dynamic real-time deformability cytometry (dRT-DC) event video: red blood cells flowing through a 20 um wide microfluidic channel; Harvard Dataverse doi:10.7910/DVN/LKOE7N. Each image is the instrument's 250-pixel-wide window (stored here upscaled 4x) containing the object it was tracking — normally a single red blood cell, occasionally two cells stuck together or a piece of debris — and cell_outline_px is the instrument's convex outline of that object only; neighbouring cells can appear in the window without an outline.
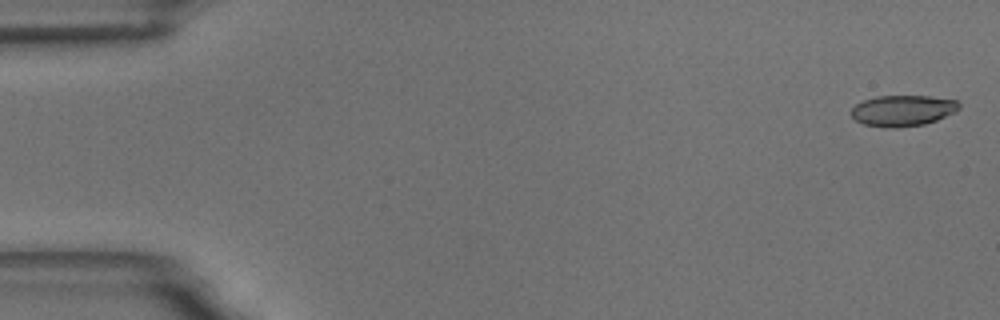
{"species": "common noctule bat (a hibernating species)", "species_latin": "Nyctalus noctula", "temperature_condition": "room temperature", "stored_images_in_passage": 4, "camera_frame_rate_fps": 3000, "um_per_image_px": 0.085, "animal": {"sex": "male", "body_mass_g": 18.8}, "frame": {"image": 1, "passage_image": 1, "time_ms": 0.0, "image_size_px": [1000, 320], "cell_outline_px": [[960, 108], [956, 112], [936, 120], [924, 124], [896, 128], [888, 128], [864, 124], [856, 120], [848, 112], [856, 104], [864, 100], [876, 96], [928, 96], [956, 100], [960, 104]], "centroid_in_image_um": [76.72, 9.4], "position_along_channel_um": 8.3, "area_um2": 19.54}}